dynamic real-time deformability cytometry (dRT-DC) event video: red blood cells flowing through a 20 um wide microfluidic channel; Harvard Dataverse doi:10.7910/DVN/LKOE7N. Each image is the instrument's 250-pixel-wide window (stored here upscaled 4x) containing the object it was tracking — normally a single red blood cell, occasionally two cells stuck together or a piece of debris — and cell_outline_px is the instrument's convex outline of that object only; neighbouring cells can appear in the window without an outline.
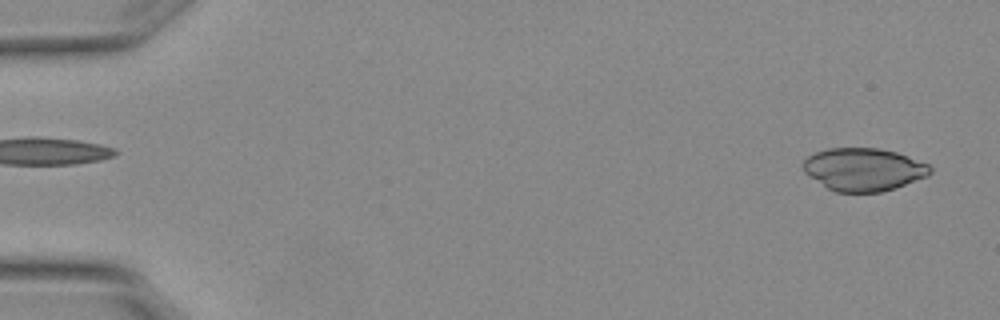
{"species": "Egyptian fruit bat (a non-hibernating species)", "species_latin": "Rousettus aegyptiacus", "temperature_condition": "warm", "stored_images_in_passage": 4, "camera_frame_rate_fps": 3000, "um_per_image_px": 0.085, "animal": {"sex": "female"}, "frame": {"image": 1, "passage_image": 1, "time_ms": 0.0, "image_size_px": [1000, 320], "cell_outline_px": [[932, 172], [928, 176], [896, 188], [880, 192], [836, 192], [828, 188], [808, 176], [804, 172], [804, 160], [808, 156], [816, 152], [828, 148], [876, 148], [896, 152], [928, 164], [932, 168]], "centroid_in_image_um": [73.41, 14.41], "position_along_channel_um": 11.6, "area_um2": 31.62}}